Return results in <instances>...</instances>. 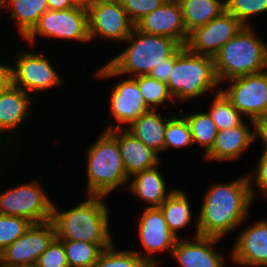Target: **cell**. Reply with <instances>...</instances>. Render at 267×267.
<instances>
[{
    "label": "cell",
    "mask_w": 267,
    "mask_h": 267,
    "mask_svg": "<svg viewBox=\"0 0 267 267\" xmlns=\"http://www.w3.org/2000/svg\"><path fill=\"white\" fill-rule=\"evenodd\" d=\"M196 220V236L222 239L247 219L253 197L248 177L229 183H215L204 195Z\"/></svg>",
    "instance_id": "6da1fadb"
},
{
    "label": "cell",
    "mask_w": 267,
    "mask_h": 267,
    "mask_svg": "<svg viewBox=\"0 0 267 267\" xmlns=\"http://www.w3.org/2000/svg\"><path fill=\"white\" fill-rule=\"evenodd\" d=\"M125 41L130 43L128 47L96 71L94 76L106 79L124 74H131L130 77L148 75L181 47L175 39L145 34L136 27Z\"/></svg>",
    "instance_id": "7a4b0ae2"
},
{
    "label": "cell",
    "mask_w": 267,
    "mask_h": 267,
    "mask_svg": "<svg viewBox=\"0 0 267 267\" xmlns=\"http://www.w3.org/2000/svg\"><path fill=\"white\" fill-rule=\"evenodd\" d=\"M104 197L88 195L85 201L63 212L53 203L51 221L55 226L56 238L60 241L113 244Z\"/></svg>",
    "instance_id": "3957f363"
},
{
    "label": "cell",
    "mask_w": 267,
    "mask_h": 267,
    "mask_svg": "<svg viewBox=\"0 0 267 267\" xmlns=\"http://www.w3.org/2000/svg\"><path fill=\"white\" fill-rule=\"evenodd\" d=\"M219 83L267 70V45L250 25L231 38L213 57Z\"/></svg>",
    "instance_id": "277c9868"
},
{
    "label": "cell",
    "mask_w": 267,
    "mask_h": 267,
    "mask_svg": "<svg viewBox=\"0 0 267 267\" xmlns=\"http://www.w3.org/2000/svg\"><path fill=\"white\" fill-rule=\"evenodd\" d=\"M86 158L87 196L106 197L117 187L130 181L116 137L109 130H104L97 141L87 149Z\"/></svg>",
    "instance_id": "5b68a950"
},
{
    "label": "cell",
    "mask_w": 267,
    "mask_h": 267,
    "mask_svg": "<svg viewBox=\"0 0 267 267\" xmlns=\"http://www.w3.org/2000/svg\"><path fill=\"white\" fill-rule=\"evenodd\" d=\"M221 86L212 56L192 53L181 46L174 53V67L167 86L171 96L178 101H189L207 91Z\"/></svg>",
    "instance_id": "8992f818"
},
{
    "label": "cell",
    "mask_w": 267,
    "mask_h": 267,
    "mask_svg": "<svg viewBox=\"0 0 267 267\" xmlns=\"http://www.w3.org/2000/svg\"><path fill=\"white\" fill-rule=\"evenodd\" d=\"M37 36L90 42L87 8L77 5L66 10H47L24 40L31 45Z\"/></svg>",
    "instance_id": "52a82bcc"
},
{
    "label": "cell",
    "mask_w": 267,
    "mask_h": 267,
    "mask_svg": "<svg viewBox=\"0 0 267 267\" xmlns=\"http://www.w3.org/2000/svg\"><path fill=\"white\" fill-rule=\"evenodd\" d=\"M53 201L38 181L33 180L0 194V214L18 216L33 224L51 221Z\"/></svg>",
    "instance_id": "ba28073f"
},
{
    "label": "cell",
    "mask_w": 267,
    "mask_h": 267,
    "mask_svg": "<svg viewBox=\"0 0 267 267\" xmlns=\"http://www.w3.org/2000/svg\"><path fill=\"white\" fill-rule=\"evenodd\" d=\"M228 83V88L220 90L253 127L256 121L267 118V70L232 78Z\"/></svg>",
    "instance_id": "9c48e42d"
},
{
    "label": "cell",
    "mask_w": 267,
    "mask_h": 267,
    "mask_svg": "<svg viewBox=\"0 0 267 267\" xmlns=\"http://www.w3.org/2000/svg\"><path fill=\"white\" fill-rule=\"evenodd\" d=\"M56 238L52 221L35 223L0 254L1 267H30Z\"/></svg>",
    "instance_id": "30bf717a"
},
{
    "label": "cell",
    "mask_w": 267,
    "mask_h": 267,
    "mask_svg": "<svg viewBox=\"0 0 267 267\" xmlns=\"http://www.w3.org/2000/svg\"><path fill=\"white\" fill-rule=\"evenodd\" d=\"M12 66V85L26 93L43 92L62 84V79L44 55L34 52H19ZM31 92V93H30Z\"/></svg>",
    "instance_id": "8fae6325"
},
{
    "label": "cell",
    "mask_w": 267,
    "mask_h": 267,
    "mask_svg": "<svg viewBox=\"0 0 267 267\" xmlns=\"http://www.w3.org/2000/svg\"><path fill=\"white\" fill-rule=\"evenodd\" d=\"M87 10L90 41L99 36L124 43L135 27L119 0H98Z\"/></svg>",
    "instance_id": "7c38bea8"
},
{
    "label": "cell",
    "mask_w": 267,
    "mask_h": 267,
    "mask_svg": "<svg viewBox=\"0 0 267 267\" xmlns=\"http://www.w3.org/2000/svg\"><path fill=\"white\" fill-rule=\"evenodd\" d=\"M244 25L227 10L189 33L185 47L192 53L214 57Z\"/></svg>",
    "instance_id": "4fadbf2b"
},
{
    "label": "cell",
    "mask_w": 267,
    "mask_h": 267,
    "mask_svg": "<svg viewBox=\"0 0 267 267\" xmlns=\"http://www.w3.org/2000/svg\"><path fill=\"white\" fill-rule=\"evenodd\" d=\"M138 237L145 249L146 255L136 253L151 267L158 266V260L153 259V253L168 250L170 254L179 237H176L169 229L163 213L159 207H146L139 218Z\"/></svg>",
    "instance_id": "5bb4252c"
},
{
    "label": "cell",
    "mask_w": 267,
    "mask_h": 267,
    "mask_svg": "<svg viewBox=\"0 0 267 267\" xmlns=\"http://www.w3.org/2000/svg\"><path fill=\"white\" fill-rule=\"evenodd\" d=\"M135 27L145 34L175 39L181 46H185L189 36L178 0H167L141 18Z\"/></svg>",
    "instance_id": "9a60e30c"
},
{
    "label": "cell",
    "mask_w": 267,
    "mask_h": 267,
    "mask_svg": "<svg viewBox=\"0 0 267 267\" xmlns=\"http://www.w3.org/2000/svg\"><path fill=\"white\" fill-rule=\"evenodd\" d=\"M110 95L111 115L115 117L118 124H111L106 130L124 128L120 123L128 128L142 114L150 109L146 106L145 100L139 90L137 81L132 77L115 85Z\"/></svg>",
    "instance_id": "2e32d148"
},
{
    "label": "cell",
    "mask_w": 267,
    "mask_h": 267,
    "mask_svg": "<svg viewBox=\"0 0 267 267\" xmlns=\"http://www.w3.org/2000/svg\"><path fill=\"white\" fill-rule=\"evenodd\" d=\"M231 259L239 266L267 267V220H260L238 234Z\"/></svg>",
    "instance_id": "e0dca14e"
},
{
    "label": "cell",
    "mask_w": 267,
    "mask_h": 267,
    "mask_svg": "<svg viewBox=\"0 0 267 267\" xmlns=\"http://www.w3.org/2000/svg\"><path fill=\"white\" fill-rule=\"evenodd\" d=\"M193 240L178 238L174 246L171 255L180 267H226L222 254L212 247L221 239L199 235Z\"/></svg>",
    "instance_id": "ac0fdd59"
},
{
    "label": "cell",
    "mask_w": 267,
    "mask_h": 267,
    "mask_svg": "<svg viewBox=\"0 0 267 267\" xmlns=\"http://www.w3.org/2000/svg\"><path fill=\"white\" fill-rule=\"evenodd\" d=\"M109 131L116 137L125 172L129 178L160 164L159 154L134 137L126 127Z\"/></svg>",
    "instance_id": "d6986e66"
},
{
    "label": "cell",
    "mask_w": 267,
    "mask_h": 267,
    "mask_svg": "<svg viewBox=\"0 0 267 267\" xmlns=\"http://www.w3.org/2000/svg\"><path fill=\"white\" fill-rule=\"evenodd\" d=\"M31 100V94L13 85L0 93V148L2 150L4 148L2 138L5 139L4 137L10 136L11 132L19 129L25 117L29 115V108L33 102Z\"/></svg>",
    "instance_id": "ffe728a7"
},
{
    "label": "cell",
    "mask_w": 267,
    "mask_h": 267,
    "mask_svg": "<svg viewBox=\"0 0 267 267\" xmlns=\"http://www.w3.org/2000/svg\"><path fill=\"white\" fill-rule=\"evenodd\" d=\"M255 139V129H249L245 122L237 127L219 130L211 150L204 155L208 160H236L240 159L243 151Z\"/></svg>",
    "instance_id": "44dd1931"
},
{
    "label": "cell",
    "mask_w": 267,
    "mask_h": 267,
    "mask_svg": "<svg viewBox=\"0 0 267 267\" xmlns=\"http://www.w3.org/2000/svg\"><path fill=\"white\" fill-rule=\"evenodd\" d=\"M133 176L134 179L127 187L134 195L150 204L147 207H159L175 190L167 191L165 179L157 166Z\"/></svg>",
    "instance_id": "7402d4cb"
},
{
    "label": "cell",
    "mask_w": 267,
    "mask_h": 267,
    "mask_svg": "<svg viewBox=\"0 0 267 267\" xmlns=\"http://www.w3.org/2000/svg\"><path fill=\"white\" fill-rule=\"evenodd\" d=\"M156 110L142 114L128 128L134 137L157 153L164 150L165 129L170 118H163Z\"/></svg>",
    "instance_id": "603a6c76"
},
{
    "label": "cell",
    "mask_w": 267,
    "mask_h": 267,
    "mask_svg": "<svg viewBox=\"0 0 267 267\" xmlns=\"http://www.w3.org/2000/svg\"><path fill=\"white\" fill-rule=\"evenodd\" d=\"M188 34L226 10L223 0H178Z\"/></svg>",
    "instance_id": "cb8c5ba5"
},
{
    "label": "cell",
    "mask_w": 267,
    "mask_h": 267,
    "mask_svg": "<svg viewBox=\"0 0 267 267\" xmlns=\"http://www.w3.org/2000/svg\"><path fill=\"white\" fill-rule=\"evenodd\" d=\"M10 19L16 21L21 38H24L37 24L41 15L48 10L47 0H4Z\"/></svg>",
    "instance_id": "d4e9b609"
},
{
    "label": "cell",
    "mask_w": 267,
    "mask_h": 267,
    "mask_svg": "<svg viewBox=\"0 0 267 267\" xmlns=\"http://www.w3.org/2000/svg\"><path fill=\"white\" fill-rule=\"evenodd\" d=\"M159 208L169 229L176 237H178L177 232L192 221L193 213L188 196L180 189H175Z\"/></svg>",
    "instance_id": "484cf974"
},
{
    "label": "cell",
    "mask_w": 267,
    "mask_h": 267,
    "mask_svg": "<svg viewBox=\"0 0 267 267\" xmlns=\"http://www.w3.org/2000/svg\"><path fill=\"white\" fill-rule=\"evenodd\" d=\"M183 117L189 124L193 144L197 143L205 148L206 155L215 143L218 129L207 112H192Z\"/></svg>",
    "instance_id": "4316f807"
},
{
    "label": "cell",
    "mask_w": 267,
    "mask_h": 267,
    "mask_svg": "<svg viewBox=\"0 0 267 267\" xmlns=\"http://www.w3.org/2000/svg\"><path fill=\"white\" fill-rule=\"evenodd\" d=\"M69 267H93L102 251L112 244H90L82 241H61Z\"/></svg>",
    "instance_id": "83f0119b"
},
{
    "label": "cell",
    "mask_w": 267,
    "mask_h": 267,
    "mask_svg": "<svg viewBox=\"0 0 267 267\" xmlns=\"http://www.w3.org/2000/svg\"><path fill=\"white\" fill-rule=\"evenodd\" d=\"M218 90L219 91L215 94L212 106L209 112H207L214 121L218 131L241 125L244 122L241 117L242 113L232 105L231 101L220 88Z\"/></svg>",
    "instance_id": "f1b7e54d"
},
{
    "label": "cell",
    "mask_w": 267,
    "mask_h": 267,
    "mask_svg": "<svg viewBox=\"0 0 267 267\" xmlns=\"http://www.w3.org/2000/svg\"><path fill=\"white\" fill-rule=\"evenodd\" d=\"M137 81L139 90L145 100L146 106L150 110H156L157 106L171 100L174 104L176 100L171 96L167 84L148 75L133 77Z\"/></svg>",
    "instance_id": "f546056e"
},
{
    "label": "cell",
    "mask_w": 267,
    "mask_h": 267,
    "mask_svg": "<svg viewBox=\"0 0 267 267\" xmlns=\"http://www.w3.org/2000/svg\"><path fill=\"white\" fill-rule=\"evenodd\" d=\"M93 267H151L133 250H116L114 243L104 249Z\"/></svg>",
    "instance_id": "4dcf8cb0"
},
{
    "label": "cell",
    "mask_w": 267,
    "mask_h": 267,
    "mask_svg": "<svg viewBox=\"0 0 267 267\" xmlns=\"http://www.w3.org/2000/svg\"><path fill=\"white\" fill-rule=\"evenodd\" d=\"M193 145L190 127L186 119L175 114L167 121L165 129L164 151L169 148H186Z\"/></svg>",
    "instance_id": "1f68e13d"
},
{
    "label": "cell",
    "mask_w": 267,
    "mask_h": 267,
    "mask_svg": "<svg viewBox=\"0 0 267 267\" xmlns=\"http://www.w3.org/2000/svg\"><path fill=\"white\" fill-rule=\"evenodd\" d=\"M33 223L23 217L0 214V254L20 236H22Z\"/></svg>",
    "instance_id": "d6a6232c"
},
{
    "label": "cell",
    "mask_w": 267,
    "mask_h": 267,
    "mask_svg": "<svg viewBox=\"0 0 267 267\" xmlns=\"http://www.w3.org/2000/svg\"><path fill=\"white\" fill-rule=\"evenodd\" d=\"M226 10L247 26L252 15L267 12V0H225Z\"/></svg>",
    "instance_id": "836d02e7"
},
{
    "label": "cell",
    "mask_w": 267,
    "mask_h": 267,
    "mask_svg": "<svg viewBox=\"0 0 267 267\" xmlns=\"http://www.w3.org/2000/svg\"><path fill=\"white\" fill-rule=\"evenodd\" d=\"M38 267H69L63 243L55 238L48 248L39 256Z\"/></svg>",
    "instance_id": "e575fe53"
},
{
    "label": "cell",
    "mask_w": 267,
    "mask_h": 267,
    "mask_svg": "<svg viewBox=\"0 0 267 267\" xmlns=\"http://www.w3.org/2000/svg\"><path fill=\"white\" fill-rule=\"evenodd\" d=\"M129 19L136 24L145 15L160 7L167 0H119Z\"/></svg>",
    "instance_id": "d590c367"
},
{
    "label": "cell",
    "mask_w": 267,
    "mask_h": 267,
    "mask_svg": "<svg viewBox=\"0 0 267 267\" xmlns=\"http://www.w3.org/2000/svg\"><path fill=\"white\" fill-rule=\"evenodd\" d=\"M253 174L252 177L251 175L247 176L250 184V193L253 199L255 197V192L251 185L253 182L258 186L259 190L267 196V154L261 155Z\"/></svg>",
    "instance_id": "8d00e7d4"
},
{
    "label": "cell",
    "mask_w": 267,
    "mask_h": 267,
    "mask_svg": "<svg viewBox=\"0 0 267 267\" xmlns=\"http://www.w3.org/2000/svg\"><path fill=\"white\" fill-rule=\"evenodd\" d=\"M173 67H174V54L170 58L165 59V63H162L159 66L157 65L149 73V75L159 80L160 82L167 84Z\"/></svg>",
    "instance_id": "74e56055"
},
{
    "label": "cell",
    "mask_w": 267,
    "mask_h": 267,
    "mask_svg": "<svg viewBox=\"0 0 267 267\" xmlns=\"http://www.w3.org/2000/svg\"><path fill=\"white\" fill-rule=\"evenodd\" d=\"M1 63L0 60V93L12 85V66Z\"/></svg>",
    "instance_id": "f35d334b"
},
{
    "label": "cell",
    "mask_w": 267,
    "mask_h": 267,
    "mask_svg": "<svg viewBox=\"0 0 267 267\" xmlns=\"http://www.w3.org/2000/svg\"><path fill=\"white\" fill-rule=\"evenodd\" d=\"M255 139L261 138L264 145L262 154H267V118L255 122Z\"/></svg>",
    "instance_id": "ab89813d"
},
{
    "label": "cell",
    "mask_w": 267,
    "mask_h": 267,
    "mask_svg": "<svg viewBox=\"0 0 267 267\" xmlns=\"http://www.w3.org/2000/svg\"><path fill=\"white\" fill-rule=\"evenodd\" d=\"M48 10H66L76 7L74 0H47Z\"/></svg>",
    "instance_id": "60d3db41"
},
{
    "label": "cell",
    "mask_w": 267,
    "mask_h": 267,
    "mask_svg": "<svg viewBox=\"0 0 267 267\" xmlns=\"http://www.w3.org/2000/svg\"><path fill=\"white\" fill-rule=\"evenodd\" d=\"M79 6L88 8L90 5L95 4L98 0H74Z\"/></svg>",
    "instance_id": "b9f144b4"
},
{
    "label": "cell",
    "mask_w": 267,
    "mask_h": 267,
    "mask_svg": "<svg viewBox=\"0 0 267 267\" xmlns=\"http://www.w3.org/2000/svg\"><path fill=\"white\" fill-rule=\"evenodd\" d=\"M0 9H4V0H0Z\"/></svg>",
    "instance_id": "7bdbcfd3"
}]
</instances>
